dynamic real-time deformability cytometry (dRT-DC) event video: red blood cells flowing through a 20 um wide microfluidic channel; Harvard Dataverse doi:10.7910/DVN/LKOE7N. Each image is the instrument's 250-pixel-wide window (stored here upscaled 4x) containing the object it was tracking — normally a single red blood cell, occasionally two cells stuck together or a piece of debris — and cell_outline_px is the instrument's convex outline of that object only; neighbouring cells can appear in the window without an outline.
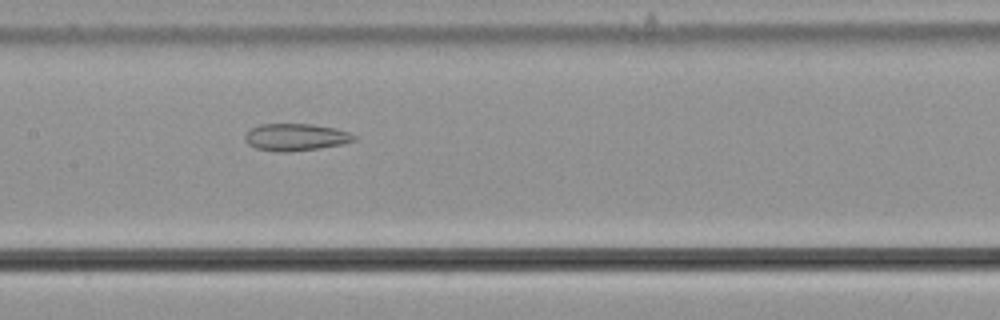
{"species": "common noctule bat (a hibernating species)", "species_latin": "Nyctalus noctula", "temperature_condition": "cold", "stored_images_in_passage": 40, "camera_frame_rate_fps": 3000, "um_per_image_px": 0.085, "animal": {"sex": "male", "body_mass_g": 21.5, "forearm_length_mm": 52.0}, "frame": {"image": 1, "passage_image": 19, "time_ms": 6.0, "image_size_px": [1000, 320], "cell_outline_px": [[356, 140], [344, 144], [320, 148], [288, 152], [280, 152], [256, 148], [248, 144], [244, 140], [244, 136], [252, 128], [260, 124], [312, 124], [336, 128], [348, 132], [356, 136]], "centroid_in_image_um": [25.15, 11.66], "position_along_channel_um": 182.2, "area_um2": 17.28}}
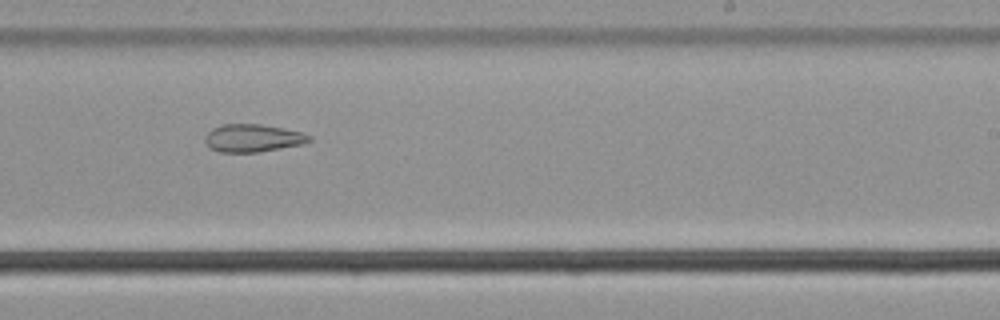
{"frame": {"image": 2, "passage_image": 26, "time_ms": 8.333, "image_size_px": [1000, 320], "cell_outline_px": [[312, 140], [304, 144], [256, 152], [220, 152], [212, 148], [204, 140], [204, 136], [212, 128], [224, 124], [260, 124], [304, 132], [312, 136]], "centroid_in_image_um": [21.52, 11.73], "position_along_channel_um": 267.5, "area_um2": 16.82}}
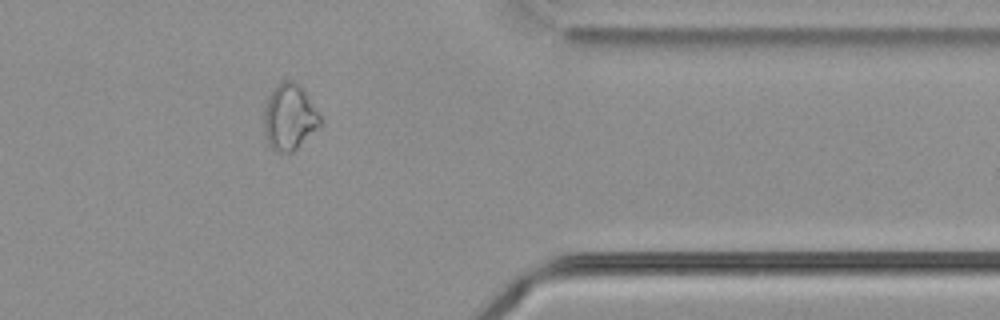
{"frame": {"image": 3, "passage_image": 37, "time_ms": 12.0, "image_size_px": [1000, 320], "cell_outline_px": [[324, 124], [320, 128], [292, 152], [276, 152], [268, 144], [264, 132], [264, 108], [268, 96], [276, 84], [284, 80], [292, 80], [300, 84], [324, 120]], "centroid_in_image_um": [24.63, 9.95], "position_along_channel_um": 386.8, "area_um2": 22.14}, "authors_computed_cell_mechanics": {"area_um2": 18.7561, "velocity_mm_per_s": 3.6684, "shape_relaxation_time_tau1_ms": null, "shape_relaxation_time_tau2_ms": 5.1252, "deformation_change_tau1": null, "deformation_change_tau2": 0.1338}}